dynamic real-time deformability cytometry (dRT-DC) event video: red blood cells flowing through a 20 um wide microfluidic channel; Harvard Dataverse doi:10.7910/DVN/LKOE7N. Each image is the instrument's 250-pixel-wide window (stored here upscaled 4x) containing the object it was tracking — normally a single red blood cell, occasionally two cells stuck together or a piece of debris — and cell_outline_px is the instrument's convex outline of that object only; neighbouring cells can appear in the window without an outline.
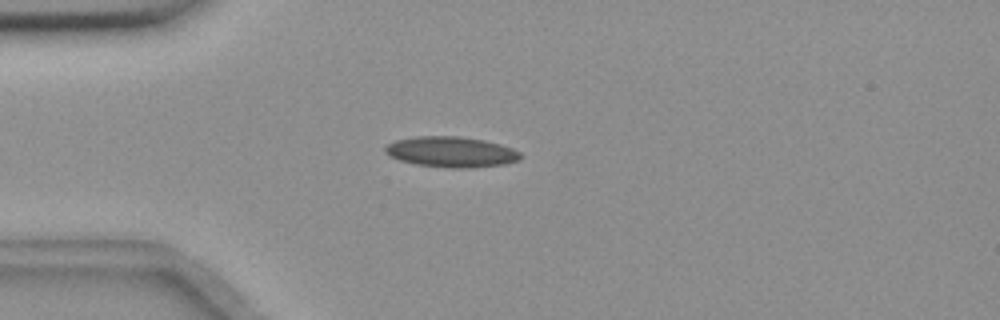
{"species": "common noctule bat (a hibernating species)", "species_latin": "Nyctalus noctula", "temperature_condition": "room temperature", "stored_images_in_passage": 55, "camera_frame_rate_fps": 3000, "um_per_image_px": 0.085, "animal": {"sex": "female", "body_mass_g": 18.4}, "frame": {"image": 1, "passage_image": 14, "time_ms": 4.333, "image_size_px": [1000, 320], "cell_outline_px": [[524, 156], [520, 160], [504, 164], [472, 168], [452, 168], [416, 164], [400, 160], [384, 152], [384, 148], [388, 144], [396, 140], [416, 136], [460, 136], [484, 140], [500, 144], [512, 148], [520, 152]], "centroid_in_image_um": [38.4, 12.91], "position_along_channel_um": 46.6, "area_um2": 24.16}}
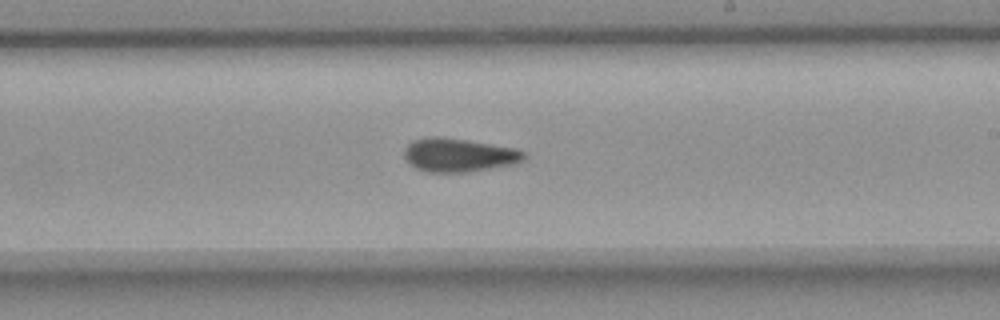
{"frame": {"image": 2, "passage_image": 32, "time_ms": 10.333, "image_size_px": [1000, 320], "cell_outline_px": [[528, 156], [524, 160], [512, 164], [468, 172], [428, 172], [416, 168], [408, 164], [404, 156], [404, 148], [412, 140], [428, 136], [440, 136], [468, 140], [516, 148], [524, 152]], "centroid_in_image_um": [38.97, 13.17], "position_along_channel_um": 250.0, "area_um2": 23.64}}
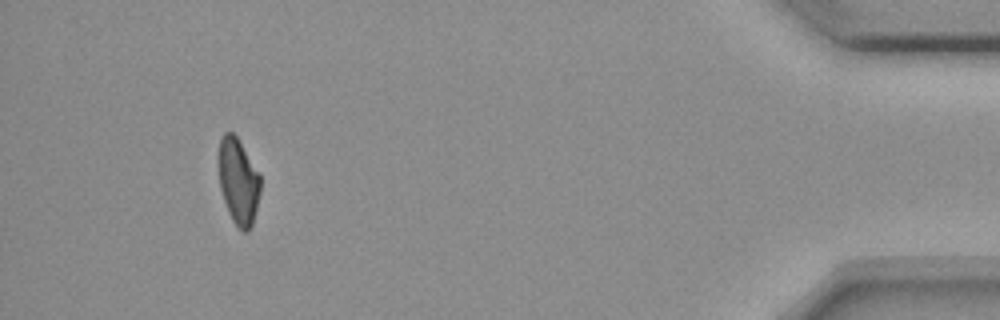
{"frame": {"image": 3, "passage_image": 51, "time_ms": 16.667, "image_size_px": [1000, 320], "cell_outline_px": [[260, 192], [252, 224], [248, 232], [244, 232], [232, 220], [224, 200], [220, 188], [220, 136], [224, 132], [232, 132], [236, 136], [260, 172]], "centroid_in_image_um": [20.28, 15.4], "position_along_channel_um": 414.9, "area_um2": 20.58}, "authors_computed_cell_mechanics": {"area_um2": 22.7154, "velocity_mm_per_s": 3.6602, "shape_relaxation_time_tau1_ms": null, "shape_relaxation_time_tau2_ms": 5.5346, "deformation_change_tau1": null, "deformation_change_tau2": 0.1231}}